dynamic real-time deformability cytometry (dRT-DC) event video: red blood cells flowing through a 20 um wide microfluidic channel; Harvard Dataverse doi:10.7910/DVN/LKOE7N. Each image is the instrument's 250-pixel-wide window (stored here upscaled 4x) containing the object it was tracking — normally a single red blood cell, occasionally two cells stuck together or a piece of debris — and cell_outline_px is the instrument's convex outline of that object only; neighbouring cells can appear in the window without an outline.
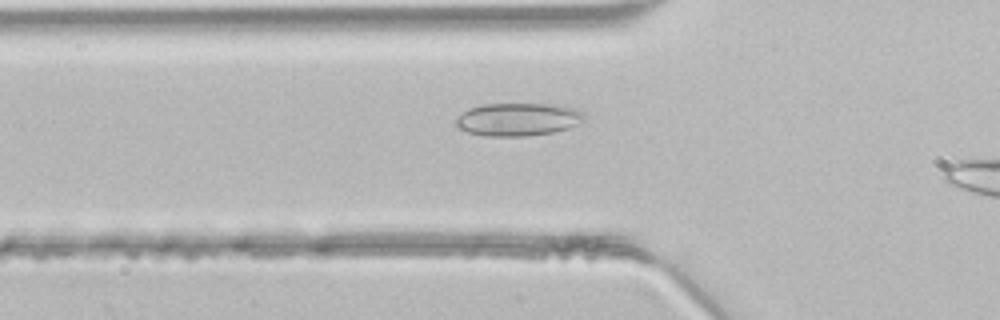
{"species": "common noctule bat (a hibernating species)", "species_latin": "Nyctalus noctula", "temperature_condition": "room temperature", "stored_images_in_passage": 36, "camera_frame_rate_fps": 3000, "um_per_image_px": 0.085, "animal": {"sex": "male", "body_mass_g": 21.5, "forearm_length_mm": 52.0}, "frame": {"image": 1, "passage_image": 10, "time_ms": 3.0, "image_size_px": [1000, 320], "cell_outline_px": [[584, 120], [568, 128], [552, 132], [524, 136], [484, 136], [468, 132], [456, 128], [456, 116], [468, 108], [484, 104], [552, 104], [576, 108], [584, 112]], "centroid_in_image_um": [43.99, 10.14], "position_along_channel_um": 81.8, "area_um2": 24.74}}
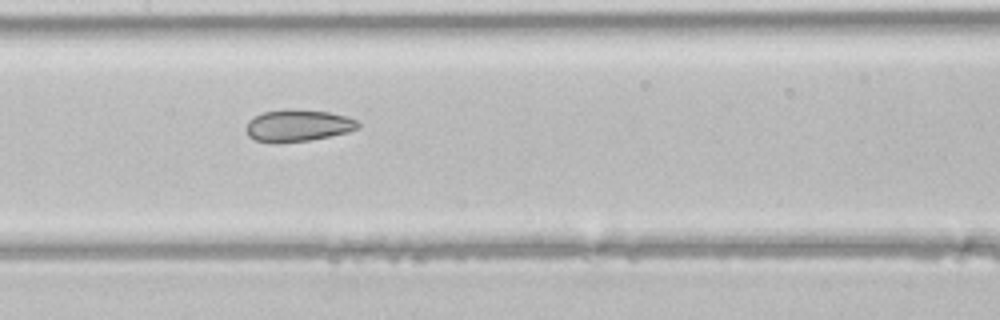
{"frame": {"image": 2, "passage_image": 17, "time_ms": 5.333, "image_size_px": [1000, 320], "cell_outline_px": [[360, 128], [348, 132], [308, 140], [256, 140], [248, 136], [244, 128], [248, 120], [252, 116], [264, 112], [328, 112], [348, 116], [356, 120], [360, 124]], "centroid_in_image_um": [25.35, 10.68], "position_along_channel_um": 182.0, "area_um2": 19.48}}
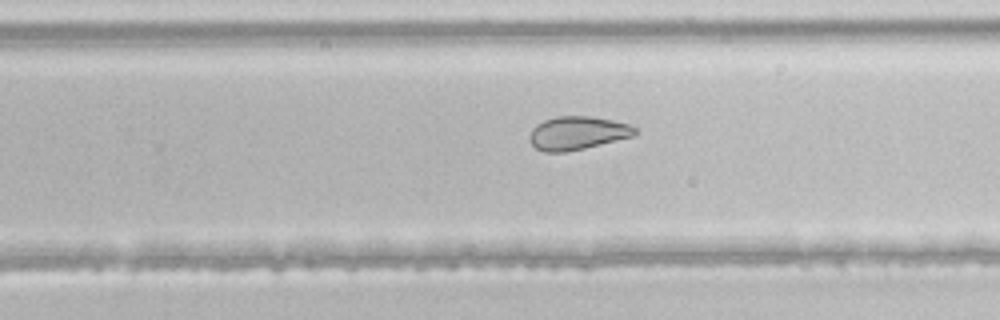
{"frame": {"image": 3, "passage_image": 24, "time_ms": 7.667, "image_size_px": [1000, 320], "cell_outline_px": [[636, 132], [632, 136], [584, 148], [564, 152], [544, 152], [536, 148], [532, 144], [528, 136], [532, 128], [536, 124], [544, 120], [556, 116], [588, 116], [612, 120], [628, 124], [636, 128]], "centroid_in_image_um": [49.03, 11.3], "position_along_channel_um": 280.8, "area_um2": 20.29}}